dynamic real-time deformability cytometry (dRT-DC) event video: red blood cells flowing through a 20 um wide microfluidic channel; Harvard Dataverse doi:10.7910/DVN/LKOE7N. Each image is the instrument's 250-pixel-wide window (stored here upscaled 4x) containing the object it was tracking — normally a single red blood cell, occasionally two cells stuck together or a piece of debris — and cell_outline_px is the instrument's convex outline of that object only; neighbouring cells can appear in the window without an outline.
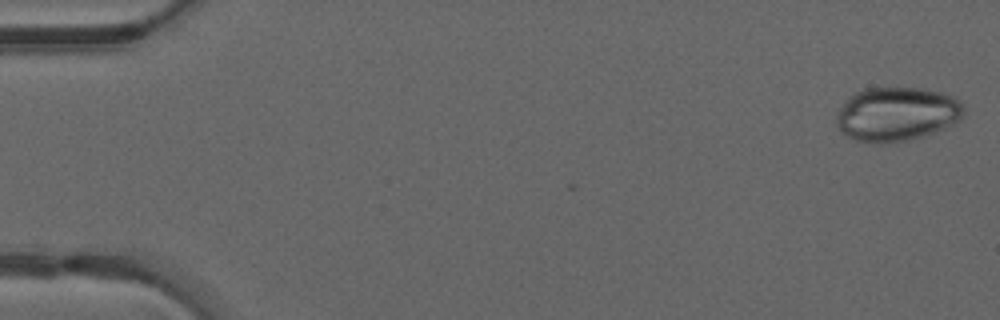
{"species": "common noctule bat (a hibernating species)", "species_latin": "Nyctalus noctula", "temperature_condition": "warm", "stored_images_in_passage": 48, "camera_frame_rate_fps": 3000, "um_per_image_px": 0.085, "animal": {"sex": "male", "forearm_length_mm": 52.5}, "frame": {"image": 1, "passage_image": 1, "time_ms": 0.0, "image_size_px": [1000, 320], "cell_outline_px": [[964, 116], [960, 120], [944, 128], [924, 136], [908, 140], [880, 144], [856, 140], [848, 136], [836, 124], [836, 116], [840, 108], [848, 96], [864, 88], [924, 88], [956, 96], [964, 104]], "centroid_in_image_um": [76.26, 9.68], "position_along_channel_um": 8.7, "area_um2": 40.4}}
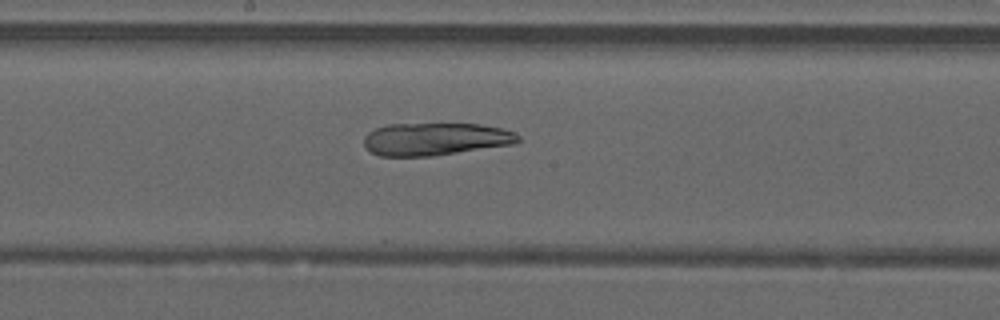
{"frame": {"image": 2, "passage_image": 26, "time_ms": 8.333, "image_size_px": [1000, 320], "cell_outline_px": [[520, 140], [516, 144], [432, 156], [380, 156], [372, 152], [364, 144], [364, 136], [368, 132], [376, 128], [388, 124], [480, 124], [500, 128], [512, 132], [520, 136]], "centroid_in_image_um": [37.02, 11.82], "position_along_channel_um": 211.2, "area_um2": 29.25}}
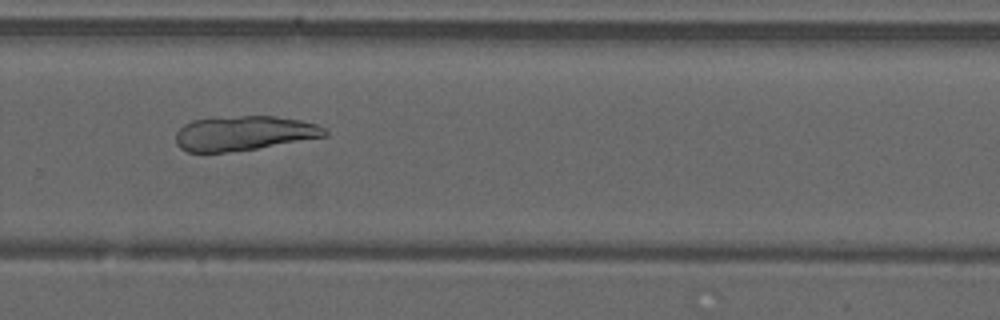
{"frame": {"image": 3, "passage_image": 33, "time_ms": 10.667, "image_size_px": [1000, 320], "cell_outline_px": [[328, 136], [256, 148], [228, 152], [188, 152], [180, 148], [176, 144], [176, 132], [184, 124], [192, 120], [216, 116], [276, 116], [300, 120], [316, 124], [324, 128], [328, 132]], "centroid_in_image_um": [20.7, 11.31], "position_along_channel_um": 309.1, "area_um2": 30.23}}